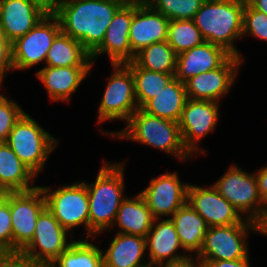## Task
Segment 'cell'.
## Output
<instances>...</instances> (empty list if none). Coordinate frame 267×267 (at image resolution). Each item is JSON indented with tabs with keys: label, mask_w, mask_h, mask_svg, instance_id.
I'll return each mask as SVG.
<instances>
[{
	"label": "cell",
	"mask_w": 267,
	"mask_h": 267,
	"mask_svg": "<svg viewBox=\"0 0 267 267\" xmlns=\"http://www.w3.org/2000/svg\"><path fill=\"white\" fill-rule=\"evenodd\" d=\"M104 267L103 252L92 242L72 241V244L60 254L49 267Z\"/></svg>",
	"instance_id": "29"
},
{
	"label": "cell",
	"mask_w": 267,
	"mask_h": 267,
	"mask_svg": "<svg viewBox=\"0 0 267 267\" xmlns=\"http://www.w3.org/2000/svg\"><path fill=\"white\" fill-rule=\"evenodd\" d=\"M0 267H46L25 259L20 253L0 254Z\"/></svg>",
	"instance_id": "38"
},
{
	"label": "cell",
	"mask_w": 267,
	"mask_h": 267,
	"mask_svg": "<svg viewBox=\"0 0 267 267\" xmlns=\"http://www.w3.org/2000/svg\"><path fill=\"white\" fill-rule=\"evenodd\" d=\"M61 25L55 14H47L26 35L11 43L12 69H26L45 61Z\"/></svg>",
	"instance_id": "9"
},
{
	"label": "cell",
	"mask_w": 267,
	"mask_h": 267,
	"mask_svg": "<svg viewBox=\"0 0 267 267\" xmlns=\"http://www.w3.org/2000/svg\"><path fill=\"white\" fill-rule=\"evenodd\" d=\"M158 267H202V265L199 262L195 263V260L193 261V258L190 257L189 259L179 263L163 264Z\"/></svg>",
	"instance_id": "42"
},
{
	"label": "cell",
	"mask_w": 267,
	"mask_h": 267,
	"mask_svg": "<svg viewBox=\"0 0 267 267\" xmlns=\"http://www.w3.org/2000/svg\"><path fill=\"white\" fill-rule=\"evenodd\" d=\"M126 65L131 69L134 77L136 101L139 108L155 97L175 77L174 73H160L143 69L134 61Z\"/></svg>",
	"instance_id": "30"
},
{
	"label": "cell",
	"mask_w": 267,
	"mask_h": 267,
	"mask_svg": "<svg viewBox=\"0 0 267 267\" xmlns=\"http://www.w3.org/2000/svg\"><path fill=\"white\" fill-rule=\"evenodd\" d=\"M6 143L37 176L58 142L32 117L24 113L15 123Z\"/></svg>",
	"instance_id": "5"
},
{
	"label": "cell",
	"mask_w": 267,
	"mask_h": 267,
	"mask_svg": "<svg viewBox=\"0 0 267 267\" xmlns=\"http://www.w3.org/2000/svg\"><path fill=\"white\" fill-rule=\"evenodd\" d=\"M121 164L104 162L94 183H85L89 199V237L113 227L116 214L125 199L124 171Z\"/></svg>",
	"instance_id": "2"
},
{
	"label": "cell",
	"mask_w": 267,
	"mask_h": 267,
	"mask_svg": "<svg viewBox=\"0 0 267 267\" xmlns=\"http://www.w3.org/2000/svg\"><path fill=\"white\" fill-rule=\"evenodd\" d=\"M109 135L153 146L182 161L192 157L183 145L178 122L152 116L140 108L129 118L124 130Z\"/></svg>",
	"instance_id": "4"
},
{
	"label": "cell",
	"mask_w": 267,
	"mask_h": 267,
	"mask_svg": "<svg viewBox=\"0 0 267 267\" xmlns=\"http://www.w3.org/2000/svg\"><path fill=\"white\" fill-rule=\"evenodd\" d=\"M24 113L14 101H9L7 97L0 95V142L7 141L15 123Z\"/></svg>",
	"instance_id": "35"
},
{
	"label": "cell",
	"mask_w": 267,
	"mask_h": 267,
	"mask_svg": "<svg viewBox=\"0 0 267 267\" xmlns=\"http://www.w3.org/2000/svg\"><path fill=\"white\" fill-rule=\"evenodd\" d=\"M247 33L267 41V15L245 2L242 35Z\"/></svg>",
	"instance_id": "34"
},
{
	"label": "cell",
	"mask_w": 267,
	"mask_h": 267,
	"mask_svg": "<svg viewBox=\"0 0 267 267\" xmlns=\"http://www.w3.org/2000/svg\"><path fill=\"white\" fill-rule=\"evenodd\" d=\"M154 219L144 197L139 193L134 199L125 197L113 225L118 224L120 233L146 237Z\"/></svg>",
	"instance_id": "26"
},
{
	"label": "cell",
	"mask_w": 267,
	"mask_h": 267,
	"mask_svg": "<svg viewBox=\"0 0 267 267\" xmlns=\"http://www.w3.org/2000/svg\"><path fill=\"white\" fill-rule=\"evenodd\" d=\"M230 56L223 47L204 42L177 55L174 76L185 83L200 73L219 68Z\"/></svg>",
	"instance_id": "19"
},
{
	"label": "cell",
	"mask_w": 267,
	"mask_h": 267,
	"mask_svg": "<svg viewBox=\"0 0 267 267\" xmlns=\"http://www.w3.org/2000/svg\"><path fill=\"white\" fill-rule=\"evenodd\" d=\"M189 184H182L176 173H164L153 178L150 185L140 194L144 197L153 217L172 216L187 203Z\"/></svg>",
	"instance_id": "16"
},
{
	"label": "cell",
	"mask_w": 267,
	"mask_h": 267,
	"mask_svg": "<svg viewBox=\"0 0 267 267\" xmlns=\"http://www.w3.org/2000/svg\"><path fill=\"white\" fill-rule=\"evenodd\" d=\"M35 4L46 14H56L62 0H27Z\"/></svg>",
	"instance_id": "40"
},
{
	"label": "cell",
	"mask_w": 267,
	"mask_h": 267,
	"mask_svg": "<svg viewBox=\"0 0 267 267\" xmlns=\"http://www.w3.org/2000/svg\"><path fill=\"white\" fill-rule=\"evenodd\" d=\"M169 21L144 0L133 3V20L129 30L132 52L136 54L146 46L166 41Z\"/></svg>",
	"instance_id": "18"
},
{
	"label": "cell",
	"mask_w": 267,
	"mask_h": 267,
	"mask_svg": "<svg viewBox=\"0 0 267 267\" xmlns=\"http://www.w3.org/2000/svg\"><path fill=\"white\" fill-rule=\"evenodd\" d=\"M154 219L152 227L146 236V247H149L150 267H158L163 264L179 263L189 259L188 255L174 254L178 248H182L173 221L168 218L156 223ZM164 259H167L164 263Z\"/></svg>",
	"instance_id": "21"
},
{
	"label": "cell",
	"mask_w": 267,
	"mask_h": 267,
	"mask_svg": "<svg viewBox=\"0 0 267 267\" xmlns=\"http://www.w3.org/2000/svg\"><path fill=\"white\" fill-rule=\"evenodd\" d=\"M247 2L256 10L267 15V0H247Z\"/></svg>",
	"instance_id": "43"
},
{
	"label": "cell",
	"mask_w": 267,
	"mask_h": 267,
	"mask_svg": "<svg viewBox=\"0 0 267 267\" xmlns=\"http://www.w3.org/2000/svg\"><path fill=\"white\" fill-rule=\"evenodd\" d=\"M260 226H261L262 234L267 235V220H264Z\"/></svg>",
	"instance_id": "45"
},
{
	"label": "cell",
	"mask_w": 267,
	"mask_h": 267,
	"mask_svg": "<svg viewBox=\"0 0 267 267\" xmlns=\"http://www.w3.org/2000/svg\"><path fill=\"white\" fill-rule=\"evenodd\" d=\"M121 6L113 0H62L55 15L61 31L79 41L91 54L102 43Z\"/></svg>",
	"instance_id": "1"
},
{
	"label": "cell",
	"mask_w": 267,
	"mask_h": 267,
	"mask_svg": "<svg viewBox=\"0 0 267 267\" xmlns=\"http://www.w3.org/2000/svg\"><path fill=\"white\" fill-rule=\"evenodd\" d=\"M46 208V198L40 186L24 192H10L12 221V254L19 253L31 240L37 218Z\"/></svg>",
	"instance_id": "11"
},
{
	"label": "cell",
	"mask_w": 267,
	"mask_h": 267,
	"mask_svg": "<svg viewBox=\"0 0 267 267\" xmlns=\"http://www.w3.org/2000/svg\"><path fill=\"white\" fill-rule=\"evenodd\" d=\"M12 70L11 43L7 40L5 33L0 27V79L3 81L5 72Z\"/></svg>",
	"instance_id": "37"
},
{
	"label": "cell",
	"mask_w": 267,
	"mask_h": 267,
	"mask_svg": "<svg viewBox=\"0 0 267 267\" xmlns=\"http://www.w3.org/2000/svg\"><path fill=\"white\" fill-rule=\"evenodd\" d=\"M146 248V237L118 232L103 252L104 267H150L141 262Z\"/></svg>",
	"instance_id": "23"
},
{
	"label": "cell",
	"mask_w": 267,
	"mask_h": 267,
	"mask_svg": "<svg viewBox=\"0 0 267 267\" xmlns=\"http://www.w3.org/2000/svg\"><path fill=\"white\" fill-rule=\"evenodd\" d=\"M6 192L0 187V197L4 196Z\"/></svg>",
	"instance_id": "47"
},
{
	"label": "cell",
	"mask_w": 267,
	"mask_h": 267,
	"mask_svg": "<svg viewBox=\"0 0 267 267\" xmlns=\"http://www.w3.org/2000/svg\"><path fill=\"white\" fill-rule=\"evenodd\" d=\"M213 186L239 213H247L248 220L259 225L263 223L267 206L259 195L255 174L233 165Z\"/></svg>",
	"instance_id": "6"
},
{
	"label": "cell",
	"mask_w": 267,
	"mask_h": 267,
	"mask_svg": "<svg viewBox=\"0 0 267 267\" xmlns=\"http://www.w3.org/2000/svg\"><path fill=\"white\" fill-rule=\"evenodd\" d=\"M91 67H51L37 72V77L47 89L51 101H67L76 91Z\"/></svg>",
	"instance_id": "22"
},
{
	"label": "cell",
	"mask_w": 267,
	"mask_h": 267,
	"mask_svg": "<svg viewBox=\"0 0 267 267\" xmlns=\"http://www.w3.org/2000/svg\"><path fill=\"white\" fill-rule=\"evenodd\" d=\"M41 189L46 198V207L54 218L67 231L81 224L85 225L89 238V199L85 182L63 186L50 191L49 187Z\"/></svg>",
	"instance_id": "8"
},
{
	"label": "cell",
	"mask_w": 267,
	"mask_h": 267,
	"mask_svg": "<svg viewBox=\"0 0 267 267\" xmlns=\"http://www.w3.org/2000/svg\"><path fill=\"white\" fill-rule=\"evenodd\" d=\"M67 232L46 207L37 218L32 240L19 253L25 259L49 267L72 244L66 241Z\"/></svg>",
	"instance_id": "12"
},
{
	"label": "cell",
	"mask_w": 267,
	"mask_h": 267,
	"mask_svg": "<svg viewBox=\"0 0 267 267\" xmlns=\"http://www.w3.org/2000/svg\"><path fill=\"white\" fill-rule=\"evenodd\" d=\"M0 254H12L10 192L0 197Z\"/></svg>",
	"instance_id": "36"
},
{
	"label": "cell",
	"mask_w": 267,
	"mask_h": 267,
	"mask_svg": "<svg viewBox=\"0 0 267 267\" xmlns=\"http://www.w3.org/2000/svg\"><path fill=\"white\" fill-rule=\"evenodd\" d=\"M212 1L234 2V3H245V2H247V0H212Z\"/></svg>",
	"instance_id": "46"
},
{
	"label": "cell",
	"mask_w": 267,
	"mask_h": 267,
	"mask_svg": "<svg viewBox=\"0 0 267 267\" xmlns=\"http://www.w3.org/2000/svg\"><path fill=\"white\" fill-rule=\"evenodd\" d=\"M249 256L239 260H198L202 267H249Z\"/></svg>",
	"instance_id": "39"
},
{
	"label": "cell",
	"mask_w": 267,
	"mask_h": 267,
	"mask_svg": "<svg viewBox=\"0 0 267 267\" xmlns=\"http://www.w3.org/2000/svg\"><path fill=\"white\" fill-rule=\"evenodd\" d=\"M178 55L205 42L193 20H170L167 40Z\"/></svg>",
	"instance_id": "32"
},
{
	"label": "cell",
	"mask_w": 267,
	"mask_h": 267,
	"mask_svg": "<svg viewBox=\"0 0 267 267\" xmlns=\"http://www.w3.org/2000/svg\"><path fill=\"white\" fill-rule=\"evenodd\" d=\"M245 3L205 0L193 21L205 42L219 45L241 58L233 41L241 38Z\"/></svg>",
	"instance_id": "3"
},
{
	"label": "cell",
	"mask_w": 267,
	"mask_h": 267,
	"mask_svg": "<svg viewBox=\"0 0 267 267\" xmlns=\"http://www.w3.org/2000/svg\"><path fill=\"white\" fill-rule=\"evenodd\" d=\"M240 223L208 227L196 260H239L248 256V230L262 233L261 226L245 219ZM247 235V236H246Z\"/></svg>",
	"instance_id": "7"
},
{
	"label": "cell",
	"mask_w": 267,
	"mask_h": 267,
	"mask_svg": "<svg viewBox=\"0 0 267 267\" xmlns=\"http://www.w3.org/2000/svg\"><path fill=\"white\" fill-rule=\"evenodd\" d=\"M187 203L205 220L208 227L240 223L242 215L214 186L202 188L189 184Z\"/></svg>",
	"instance_id": "15"
},
{
	"label": "cell",
	"mask_w": 267,
	"mask_h": 267,
	"mask_svg": "<svg viewBox=\"0 0 267 267\" xmlns=\"http://www.w3.org/2000/svg\"><path fill=\"white\" fill-rule=\"evenodd\" d=\"M218 102L187 99L178 122L187 151L198 152V141L212 132L219 116Z\"/></svg>",
	"instance_id": "13"
},
{
	"label": "cell",
	"mask_w": 267,
	"mask_h": 267,
	"mask_svg": "<svg viewBox=\"0 0 267 267\" xmlns=\"http://www.w3.org/2000/svg\"><path fill=\"white\" fill-rule=\"evenodd\" d=\"M46 15L27 0H0V27L10 43L26 35Z\"/></svg>",
	"instance_id": "20"
},
{
	"label": "cell",
	"mask_w": 267,
	"mask_h": 267,
	"mask_svg": "<svg viewBox=\"0 0 267 267\" xmlns=\"http://www.w3.org/2000/svg\"><path fill=\"white\" fill-rule=\"evenodd\" d=\"M258 184V191L262 201L267 206V166L255 174Z\"/></svg>",
	"instance_id": "41"
},
{
	"label": "cell",
	"mask_w": 267,
	"mask_h": 267,
	"mask_svg": "<svg viewBox=\"0 0 267 267\" xmlns=\"http://www.w3.org/2000/svg\"><path fill=\"white\" fill-rule=\"evenodd\" d=\"M36 175L19 159L6 142H0V187L7 192L35 189L29 181Z\"/></svg>",
	"instance_id": "25"
},
{
	"label": "cell",
	"mask_w": 267,
	"mask_h": 267,
	"mask_svg": "<svg viewBox=\"0 0 267 267\" xmlns=\"http://www.w3.org/2000/svg\"><path fill=\"white\" fill-rule=\"evenodd\" d=\"M170 219L175 225L182 249L198 254L208 230L205 220L188 203L180 207Z\"/></svg>",
	"instance_id": "27"
},
{
	"label": "cell",
	"mask_w": 267,
	"mask_h": 267,
	"mask_svg": "<svg viewBox=\"0 0 267 267\" xmlns=\"http://www.w3.org/2000/svg\"><path fill=\"white\" fill-rule=\"evenodd\" d=\"M133 20V3L122 5L114 14L107 27L102 43L90 54L92 62L95 57L106 53L112 64H127L134 61L131 50L129 30Z\"/></svg>",
	"instance_id": "17"
},
{
	"label": "cell",
	"mask_w": 267,
	"mask_h": 267,
	"mask_svg": "<svg viewBox=\"0 0 267 267\" xmlns=\"http://www.w3.org/2000/svg\"><path fill=\"white\" fill-rule=\"evenodd\" d=\"M169 20H193L205 0H144Z\"/></svg>",
	"instance_id": "33"
},
{
	"label": "cell",
	"mask_w": 267,
	"mask_h": 267,
	"mask_svg": "<svg viewBox=\"0 0 267 267\" xmlns=\"http://www.w3.org/2000/svg\"><path fill=\"white\" fill-rule=\"evenodd\" d=\"M113 1L121 3L122 5H127V4H132V3L138 2L140 0H113Z\"/></svg>",
	"instance_id": "44"
},
{
	"label": "cell",
	"mask_w": 267,
	"mask_h": 267,
	"mask_svg": "<svg viewBox=\"0 0 267 267\" xmlns=\"http://www.w3.org/2000/svg\"><path fill=\"white\" fill-rule=\"evenodd\" d=\"M241 62L240 57L231 55L219 68L190 78L185 82L187 98L219 102L230 90Z\"/></svg>",
	"instance_id": "14"
},
{
	"label": "cell",
	"mask_w": 267,
	"mask_h": 267,
	"mask_svg": "<svg viewBox=\"0 0 267 267\" xmlns=\"http://www.w3.org/2000/svg\"><path fill=\"white\" fill-rule=\"evenodd\" d=\"M177 54L167 41L153 43L135 54L134 62L143 69L175 73Z\"/></svg>",
	"instance_id": "31"
},
{
	"label": "cell",
	"mask_w": 267,
	"mask_h": 267,
	"mask_svg": "<svg viewBox=\"0 0 267 267\" xmlns=\"http://www.w3.org/2000/svg\"><path fill=\"white\" fill-rule=\"evenodd\" d=\"M114 74L99 105L98 121L121 119L128 121L139 108L136 101L135 81L126 64H113Z\"/></svg>",
	"instance_id": "10"
},
{
	"label": "cell",
	"mask_w": 267,
	"mask_h": 267,
	"mask_svg": "<svg viewBox=\"0 0 267 267\" xmlns=\"http://www.w3.org/2000/svg\"><path fill=\"white\" fill-rule=\"evenodd\" d=\"M187 99L185 83L174 77L140 109L152 116L179 122Z\"/></svg>",
	"instance_id": "24"
},
{
	"label": "cell",
	"mask_w": 267,
	"mask_h": 267,
	"mask_svg": "<svg viewBox=\"0 0 267 267\" xmlns=\"http://www.w3.org/2000/svg\"><path fill=\"white\" fill-rule=\"evenodd\" d=\"M51 67H92L90 53L62 31L55 37L45 60Z\"/></svg>",
	"instance_id": "28"
}]
</instances>
